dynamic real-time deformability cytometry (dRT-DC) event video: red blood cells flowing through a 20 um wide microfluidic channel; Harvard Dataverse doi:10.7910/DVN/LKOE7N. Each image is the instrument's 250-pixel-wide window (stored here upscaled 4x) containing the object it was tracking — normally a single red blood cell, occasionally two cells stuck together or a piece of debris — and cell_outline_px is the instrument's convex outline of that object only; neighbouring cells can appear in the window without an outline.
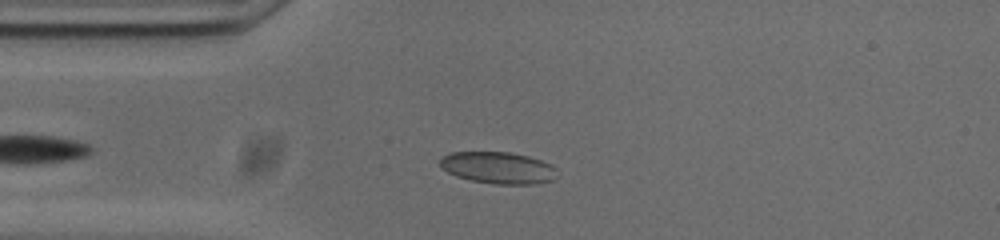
{"species": "common noctule bat (a hibernating species)", "species_latin": "Nyctalus noctula", "temperature_condition": "cold", "stored_images_in_passage": 47, "camera_frame_rate_fps": 3000, "um_per_image_px": 0.085, "animal": {"sex": "male", "body_mass_g": 20.0, "forearm_length_mm": 53.3}, "frame": {"image": 1, "passage_image": 8, "time_ms": 2.333, "image_size_px": [1000, 240], "cell_outline_px": [[556, 168], [552, 180], [536, 184], [496, 184], [472, 180], [456, 176], [440, 168], [440, 160], [444, 156], [452, 152], [508, 152], [528, 156], [552, 164]], "centroid_in_image_um": [42.32, 14.26], "position_along_channel_um": 42.7, "area_um2": 21.5}}
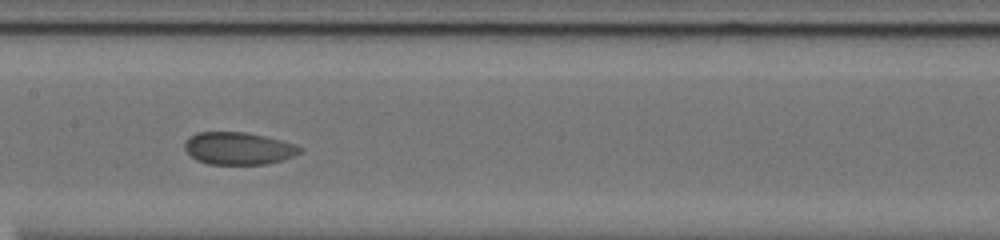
{"frame": {"image": 2, "passage_image": 21, "time_ms": 6.667, "image_size_px": [1000, 240], "cell_outline_px": [[304, 148], [300, 152], [284, 160], [268, 164], [208, 164], [196, 160], [184, 148], [184, 140], [188, 136], [196, 132], [248, 132], [296, 144]], "centroid_in_image_um": [20.25, 12.61], "position_along_channel_um": 187.1, "area_um2": 21.96}}
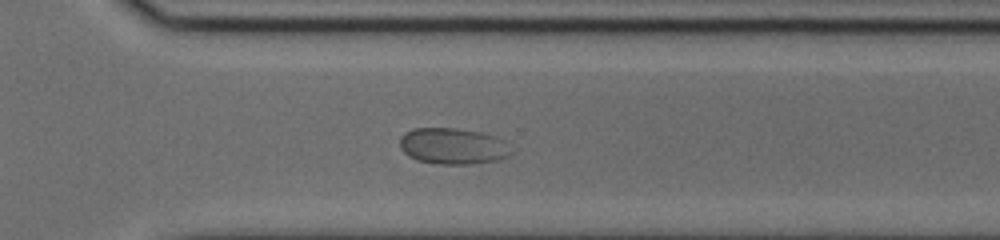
{"frame": {"image": 3, "passage_image": 33, "time_ms": 10.667, "image_size_px": [1000, 240], "cell_outline_px": [[512, 152], [508, 156], [496, 160], [472, 164], [436, 164], [416, 160], [408, 156], [400, 148], [400, 136], [404, 132], [412, 128], [456, 128], [480, 132], [496, 136]], "centroid_in_image_um": [38.42, 12.42], "position_along_channel_um": 332.2, "area_um2": 23.47}}